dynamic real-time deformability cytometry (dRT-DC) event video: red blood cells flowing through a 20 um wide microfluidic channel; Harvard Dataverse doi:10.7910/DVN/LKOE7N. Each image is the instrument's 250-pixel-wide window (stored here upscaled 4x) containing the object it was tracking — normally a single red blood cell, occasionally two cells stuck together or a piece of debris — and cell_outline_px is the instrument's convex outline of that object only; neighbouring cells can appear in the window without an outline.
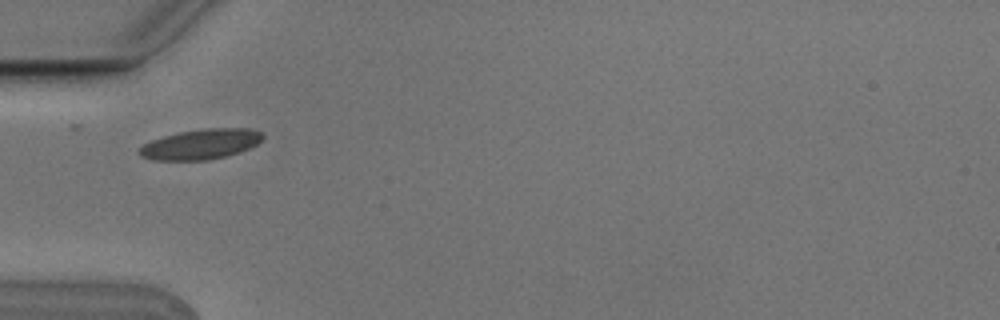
{"species": "Egyptian fruit bat (a non-hibernating species)", "species_latin": "Rousettus aegyptiacus", "temperature_condition": "cold", "stored_images_in_passage": 3, "camera_frame_rate_fps": 3000, "um_per_image_px": 0.085, "animal": {"sex": "male"}, "frame": {"image": 1, "passage_image": 1, "time_ms": 0.0, "image_size_px": [1000, 320], "cell_outline_px": [[264, 136], [256, 144], [248, 148], [224, 156], [208, 160], [152, 160], [140, 156], [136, 152], [144, 144], [152, 140], [164, 136], [180, 132], [204, 128], [248, 128], [260, 132]], "centroid_in_image_um": [17.02, 12.26], "position_along_channel_um": 68.0, "area_um2": 21.44}}
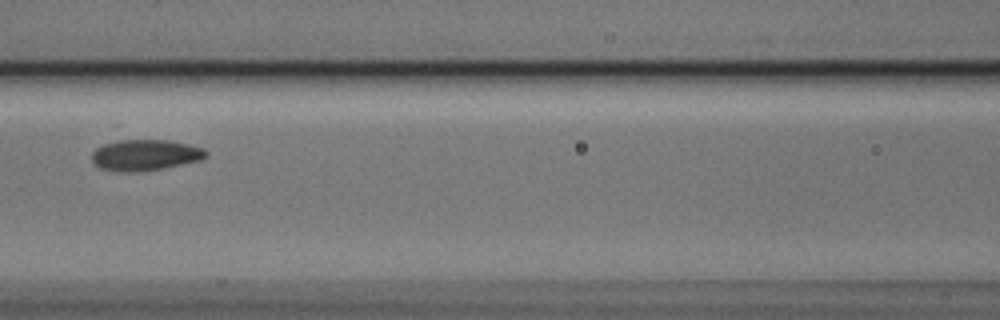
{"frame": {"image": 2, "passage_image": 3, "time_ms": 0.667, "image_size_px": [1000, 320], "cell_outline_px": [[208, 156], [200, 160], [164, 168], [140, 172], [120, 172], [100, 168], [92, 164], [92, 152], [96, 148], [104, 144], [120, 140], [168, 140], [188, 144], [204, 148], [208, 152]], "centroid_in_image_um": [12.33, 13.19], "position_along_channel_um": 154.3, "area_um2": 20.81}}